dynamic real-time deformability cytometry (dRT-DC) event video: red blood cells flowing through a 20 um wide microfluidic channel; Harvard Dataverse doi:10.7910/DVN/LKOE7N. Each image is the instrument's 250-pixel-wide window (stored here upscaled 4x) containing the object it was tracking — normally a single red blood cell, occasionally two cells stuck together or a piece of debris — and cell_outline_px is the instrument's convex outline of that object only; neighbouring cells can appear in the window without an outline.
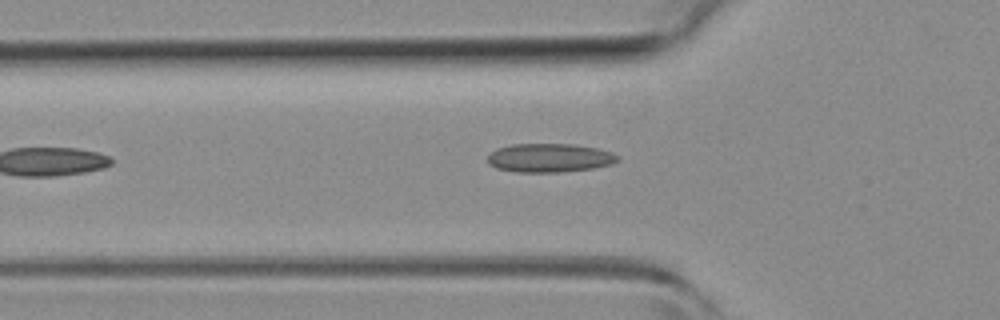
{"species": "common noctule bat (a hibernating species)", "species_latin": "Nyctalus noctula", "temperature_condition": "room temperature", "stored_images_in_passage": 13, "camera_frame_rate_fps": 3000, "um_per_image_px": 0.085, "animal": {"sex": "female", "body_mass_g": 19.3, "forearm_length_mm": 54.1}, "frame": {"image": 1, "passage_image": 3, "time_ms": 0.667, "image_size_px": [1000, 320], "cell_outline_px": [[620, 160], [612, 164], [592, 168], [560, 172], [516, 172], [496, 168], [488, 164], [488, 156], [496, 148], [512, 144], [572, 144], [596, 148], [612, 152], [620, 156]], "centroid_in_image_um": [46.71, 13.42], "position_along_channel_um": 79.1, "area_um2": 21.85}}
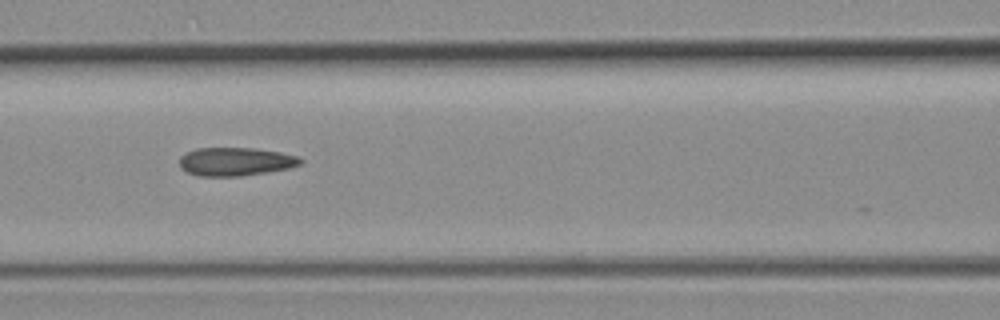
{"frame": {"image": 2, "passage_image": 8, "time_ms": 2.333, "image_size_px": [1000, 320], "cell_outline_px": [[304, 160], [300, 164], [288, 168], [240, 176], [200, 176], [188, 172], [180, 168], [180, 156], [196, 148], [256, 148], [280, 152], [300, 156]], "centroid_in_image_um": [20.03, 13.72], "position_along_channel_um": 146.6, "area_um2": 19.94}}